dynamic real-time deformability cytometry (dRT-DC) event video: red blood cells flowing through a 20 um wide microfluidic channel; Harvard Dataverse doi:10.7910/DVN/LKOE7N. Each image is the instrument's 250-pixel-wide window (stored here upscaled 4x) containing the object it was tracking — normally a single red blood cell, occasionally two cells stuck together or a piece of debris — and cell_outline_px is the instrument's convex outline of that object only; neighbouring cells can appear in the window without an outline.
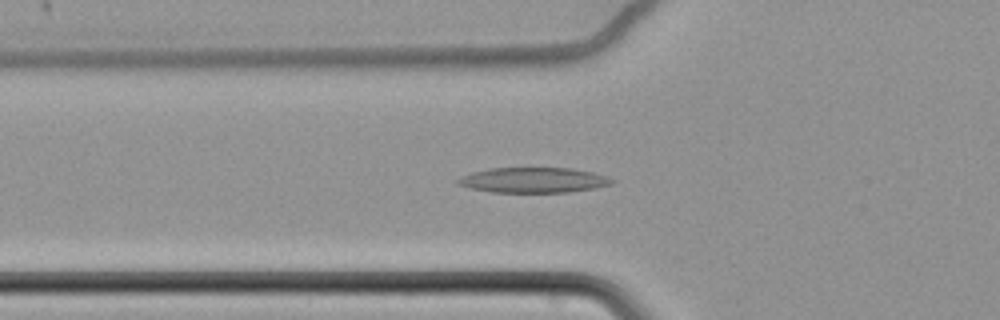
{"species": "common noctule bat (a hibernating species)", "species_latin": "Nyctalus noctula", "temperature_condition": "cold", "stored_images_in_passage": 65, "camera_frame_rate_fps": 3000, "um_per_image_px": 0.085, "animal": {"sex": "female", "body_mass_g": 22.7, "forearm_length_mm": 54.2}, "frame": {"image": 1, "passage_image": 26, "time_ms": 8.333, "image_size_px": [1000, 320], "cell_outline_px": [[616, 180], [612, 184], [596, 188], [568, 192], [492, 192], [468, 188], [456, 184], [456, 180], [472, 172], [488, 168], [572, 168], [592, 172], [608, 176]], "centroid_in_image_um": [45.36, 15.31], "position_along_channel_um": 80.4, "area_um2": 22.77}}
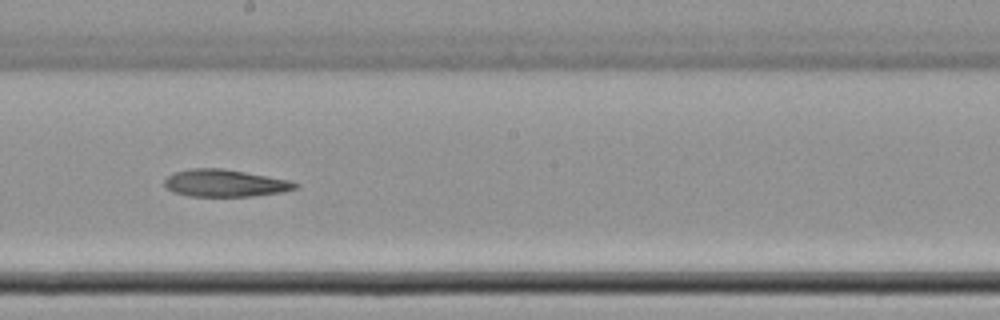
{"frame": {"image": 2, "passage_image": 39, "time_ms": 12.667, "image_size_px": [1000, 320], "cell_outline_px": [[300, 184], [296, 188], [280, 192], [252, 196], [188, 196], [172, 192], [164, 184], [164, 180], [172, 172], [192, 168], [224, 168], [288, 180]], "centroid_in_image_um": [19.07, 15.56], "position_along_channel_um": 229.1, "area_um2": 20.69}}
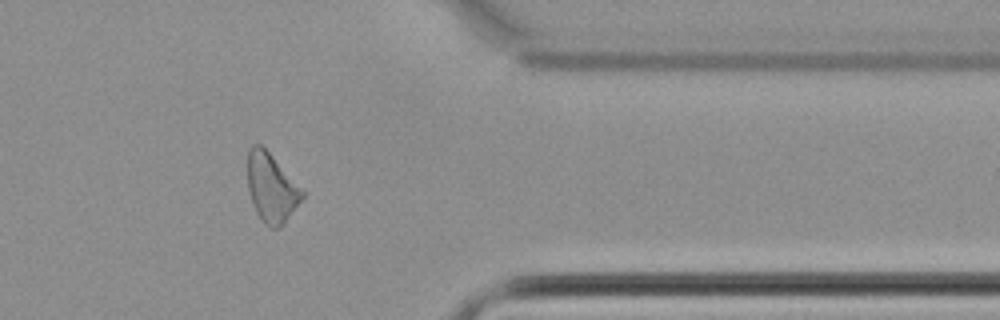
{"frame": {"image": 3, "passage_image": 54, "time_ms": 17.667, "image_size_px": [1000, 320], "cell_outline_px": [[304, 196], [280, 228], [272, 228], [264, 224], [260, 220], [256, 212], [248, 192], [248, 152], [252, 144], [260, 144], [272, 156], [304, 192]], "centroid_in_image_um": [23.04, 15.99], "position_along_channel_um": 388.4, "area_um2": 21.5}, "authors_computed_cell_mechanics": {"area_um2": 22.9466, "velocity_mm_per_s": 3.4385, "shape_relaxation_time_tau1_ms": 8.8848, "shape_relaxation_time_tau2_ms": null, "deformation_change_tau1": 0.1539, "deformation_change_tau2": null}}